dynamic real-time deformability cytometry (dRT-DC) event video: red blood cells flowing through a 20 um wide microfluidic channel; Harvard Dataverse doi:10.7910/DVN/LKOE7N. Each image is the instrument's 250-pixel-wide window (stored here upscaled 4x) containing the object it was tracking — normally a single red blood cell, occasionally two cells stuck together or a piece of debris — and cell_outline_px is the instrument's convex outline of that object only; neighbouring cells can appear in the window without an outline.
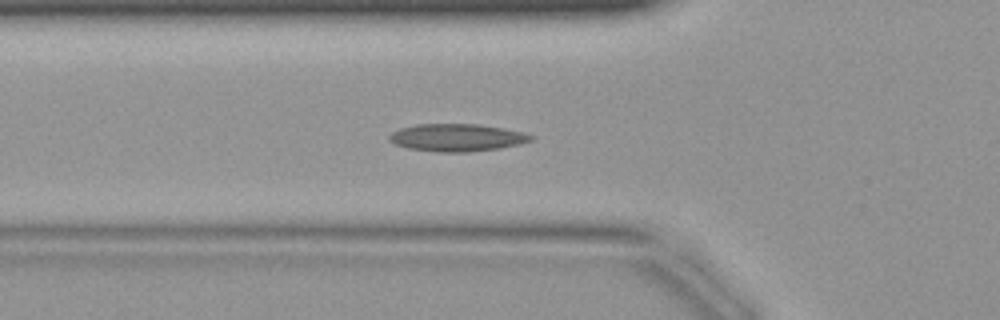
{"species": "common noctule bat (a hibernating species)", "species_latin": "Nyctalus noctula", "temperature_condition": "warm", "stored_images_in_passage": 33, "camera_frame_rate_fps": 3000, "um_per_image_px": 0.085, "animal": {"sex": "female", "body_mass_g": 19.9}, "frame": {"image": 1, "passage_image": 5, "time_ms": 1.333, "image_size_px": [1000, 320], "cell_outline_px": [[536, 136], [532, 140], [500, 148], [468, 152], [436, 152], [408, 148], [396, 144], [388, 140], [388, 136], [392, 132], [400, 128], [416, 124], [476, 124], [524, 132]], "centroid_in_image_um": [38.81, 11.69], "position_along_channel_um": 87.0, "area_um2": 22.6}}
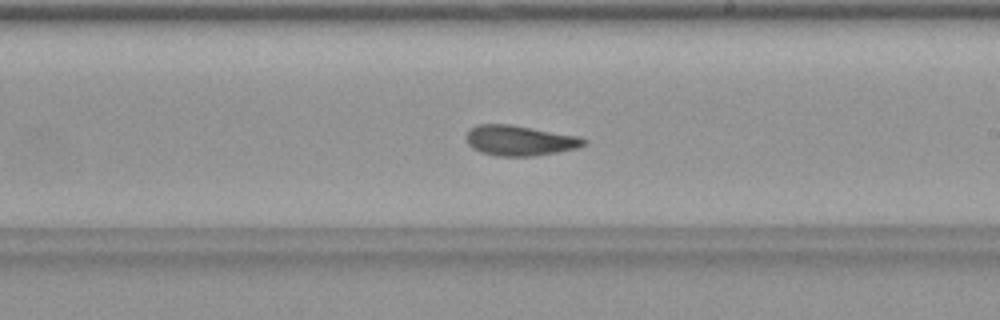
{"frame": {"image": 2, "passage_image": 15, "time_ms": 4.667, "image_size_px": [1000, 320], "cell_outline_px": [[588, 144], [576, 148], [536, 156], [496, 156], [480, 152], [472, 148], [468, 144], [468, 128], [476, 124], [508, 124], [580, 136], [588, 140]], "centroid_in_image_um": [44.19, 11.94], "position_along_channel_um": 244.8, "area_um2": 20.81}}
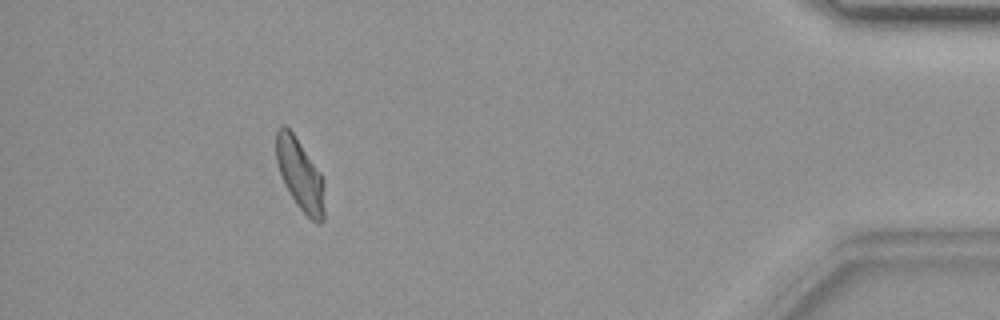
{"frame": {"image": 3, "passage_image": 29, "time_ms": 9.333, "image_size_px": [1000, 320], "cell_outline_px": [[324, 220], [320, 224], [316, 224], [296, 204], [284, 184], [276, 160], [276, 128], [280, 124], [284, 124], [292, 132], [324, 176]], "centroid_in_image_um": [25.52, 14.84], "position_along_channel_um": 409.7, "area_um2": 20.35}}